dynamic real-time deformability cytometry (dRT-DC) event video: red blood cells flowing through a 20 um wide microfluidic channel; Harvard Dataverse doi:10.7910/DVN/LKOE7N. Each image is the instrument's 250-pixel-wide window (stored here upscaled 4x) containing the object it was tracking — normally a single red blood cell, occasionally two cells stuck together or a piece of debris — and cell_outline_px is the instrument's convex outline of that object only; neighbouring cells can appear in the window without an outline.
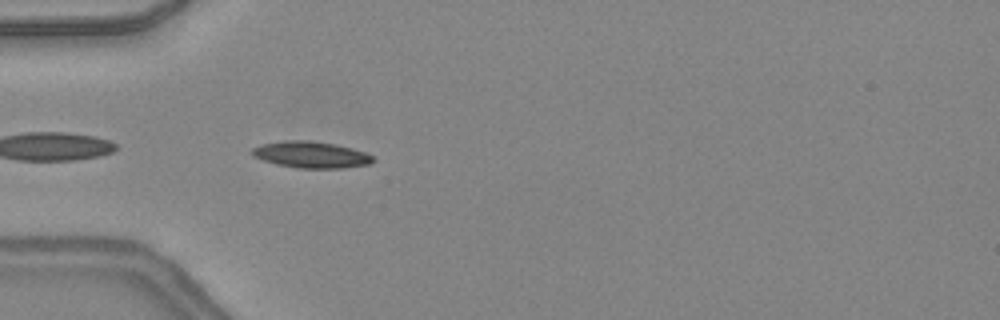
{"species": "common noctule bat (a hibernating species)", "species_latin": "Nyctalus noctula", "temperature_condition": "warm", "stored_images_in_passage": 5, "camera_frame_rate_fps": 3000, "um_per_image_px": 0.085, "animal": {"sex": "female", "body_mass_g": 24.6, "forearm_length_mm": 56.2}, "frame": {"image": 1, "passage_image": 2, "time_ms": 0.333, "image_size_px": [1000, 320], "cell_outline_px": [[376, 160], [368, 164], [344, 168], [300, 168], [276, 164], [252, 156], [252, 148], [260, 144], [284, 140], [308, 140], [336, 144], [352, 148], [364, 152], [372, 156]], "centroid_in_image_um": [26.43, 13.14], "position_along_channel_um": 58.6, "area_um2": 18.67}}